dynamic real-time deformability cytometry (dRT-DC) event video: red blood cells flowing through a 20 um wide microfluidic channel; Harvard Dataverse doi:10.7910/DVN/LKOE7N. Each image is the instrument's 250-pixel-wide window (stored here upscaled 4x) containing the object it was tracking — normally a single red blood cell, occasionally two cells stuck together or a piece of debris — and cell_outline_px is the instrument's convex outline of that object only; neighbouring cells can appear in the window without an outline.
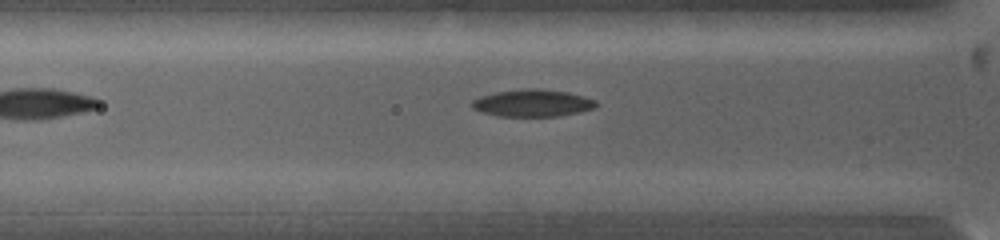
{"species": "common noctule bat (a hibernating species)", "species_latin": "Nyctalus noctula", "temperature_condition": "warm", "stored_images_in_passage": 55, "camera_frame_rate_fps": 5000, "um_per_image_px": 0.085, "animal": {"sex": "female", "body_mass_g": 19.0, "forearm_length_mm": 53.3}, "frame": {"image": 1, "passage_image": 4, "time_ms": 0.8, "image_size_px": [1000, 240], "cell_outline_px": [[596, 108], [580, 112], [560, 116], [496, 116], [472, 108], [472, 100], [480, 96], [496, 92], [528, 88], [536, 88], [568, 92], [584, 96], [596, 100]], "centroid_in_image_um": [45.29, 8.76], "position_along_channel_um": 80.5, "area_um2": 19.65}}
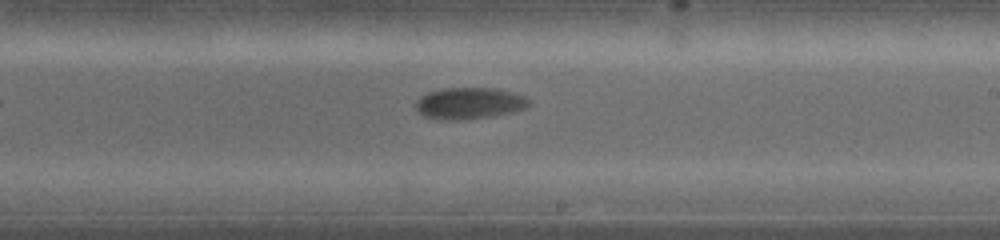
{"frame": {"image": 2, "passage_image": 20, "time_ms": 5.2, "image_size_px": [1000, 240], "cell_outline_px": [[532, 104], [528, 108], [512, 112], [492, 116], [456, 120], [436, 120], [424, 116], [416, 112], [416, 100], [420, 96], [428, 92], [444, 88], [496, 88], [516, 92], [532, 100]], "centroid_in_image_um": [39.92, 8.78], "position_along_channel_um": 249.1, "area_um2": 21.27}}
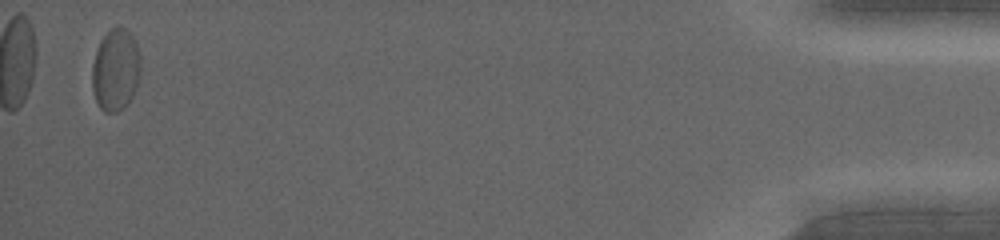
{"frame": {"image": 3, "passage_image": 50, "time_ms": 13.2, "image_size_px": [1000, 240], "cell_outline_px": [[140, 72], [136, 88], [132, 96], [124, 108], [116, 112], [104, 112], [100, 108], [92, 92], [92, 68], [96, 52], [104, 36], [112, 28], [124, 28], [132, 36], [136, 48], [140, 64]], "centroid_in_image_um": [9.81, 6.0], "position_along_channel_um": 425.4, "area_um2": 22.66}}